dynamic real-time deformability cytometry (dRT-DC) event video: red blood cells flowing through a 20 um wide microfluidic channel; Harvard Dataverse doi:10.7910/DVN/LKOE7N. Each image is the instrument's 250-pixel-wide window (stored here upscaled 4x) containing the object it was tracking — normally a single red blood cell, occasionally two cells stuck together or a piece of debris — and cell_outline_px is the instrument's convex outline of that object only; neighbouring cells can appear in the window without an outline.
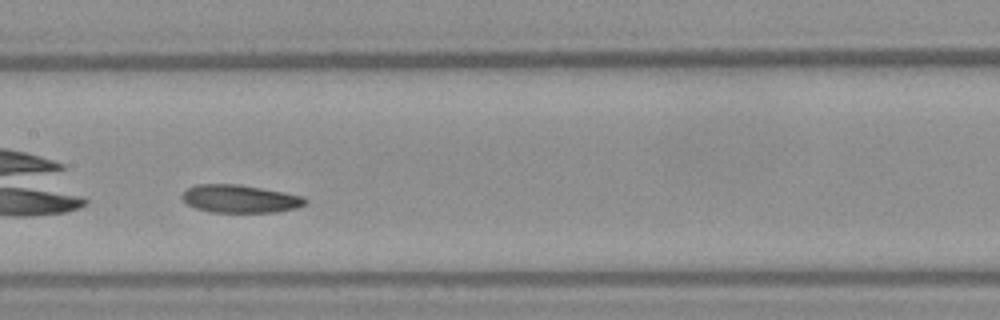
{"species": "Egyptian fruit bat (a non-hibernating species)", "species_latin": "Rousettus aegyptiacus", "temperature_condition": "warm", "stored_images_in_passage": 39, "camera_frame_rate_fps": 3000, "um_per_image_px": 0.085, "frame": {"image": 1, "passage_image": 23, "time_ms": 7.333, "image_size_px": [1000, 320], "cell_outline_px": [[308, 200], [304, 204], [296, 208], [276, 212], [212, 212], [196, 208], [188, 204], [180, 196], [188, 188], [196, 184], [236, 184], [260, 188], [304, 196]], "centroid_in_image_um": [20.4, 16.9], "position_along_channel_um": 187.0, "area_um2": 19.83}}
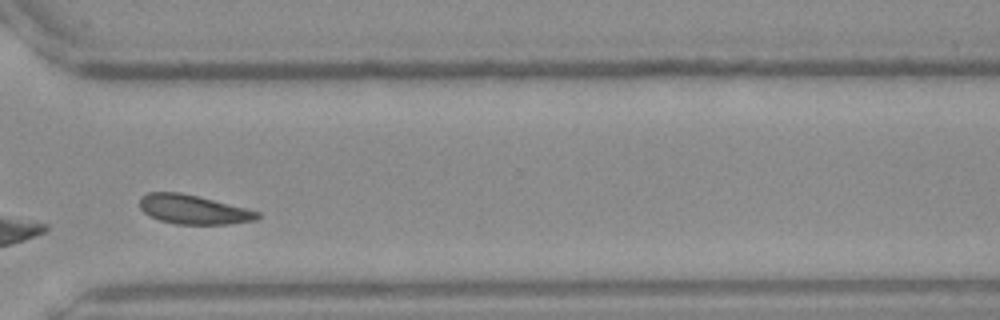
{"frame": {"image": 2, "passage_image": 34, "time_ms": 11.0, "image_size_px": [1000, 320], "cell_outline_px": [[260, 216], [256, 220], [228, 224], [176, 224], [160, 220], [144, 212], [140, 208], [140, 196], [148, 192], [180, 192], [260, 212]], "centroid_in_image_um": [16.41, 17.81], "position_along_channel_um": 354.2, "area_um2": 19.71}}